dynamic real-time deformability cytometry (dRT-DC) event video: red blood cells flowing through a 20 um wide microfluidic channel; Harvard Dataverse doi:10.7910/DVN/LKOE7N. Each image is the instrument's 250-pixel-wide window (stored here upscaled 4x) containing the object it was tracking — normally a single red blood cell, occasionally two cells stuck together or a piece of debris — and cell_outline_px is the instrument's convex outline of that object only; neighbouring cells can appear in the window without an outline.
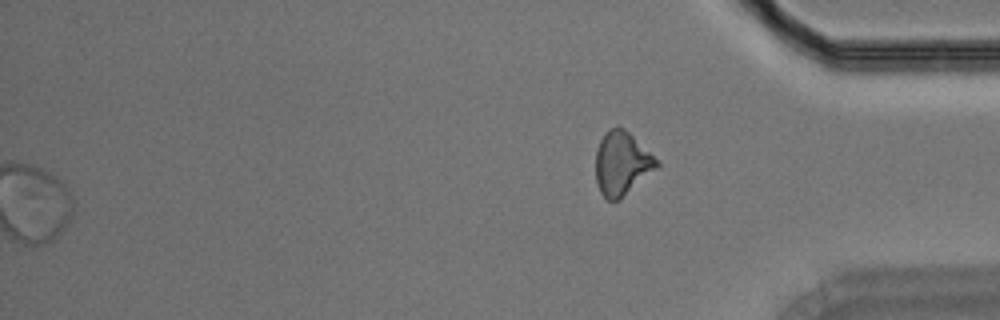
{"species": "Egyptian fruit bat (a non-hibernating species)", "species_latin": "Rousettus aegyptiacus", "temperature_condition": "room temperature", "stored_images_in_passage": 38, "segment_of_instrument_passage": [2, 2], "camera_frame_rate_fps": 3000, "um_per_image_px": 0.085, "animal": {"sex": "male"}, "frame": {"image": 1, "passage_image": 38, "time_ms": 12.333, "image_size_px": [1000, 320], "cell_outline_px": [[660, 164], [656, 168], [620, 200], [608, 200], [600, 192], [596, 184], [596, 148], [600, 140], [608, 128], [624, 128], [660, 160]], "centroid_in_image_um": [52.85, 13.89], "position_along_channel_um": 382.3, "area_um2": 22.6}}